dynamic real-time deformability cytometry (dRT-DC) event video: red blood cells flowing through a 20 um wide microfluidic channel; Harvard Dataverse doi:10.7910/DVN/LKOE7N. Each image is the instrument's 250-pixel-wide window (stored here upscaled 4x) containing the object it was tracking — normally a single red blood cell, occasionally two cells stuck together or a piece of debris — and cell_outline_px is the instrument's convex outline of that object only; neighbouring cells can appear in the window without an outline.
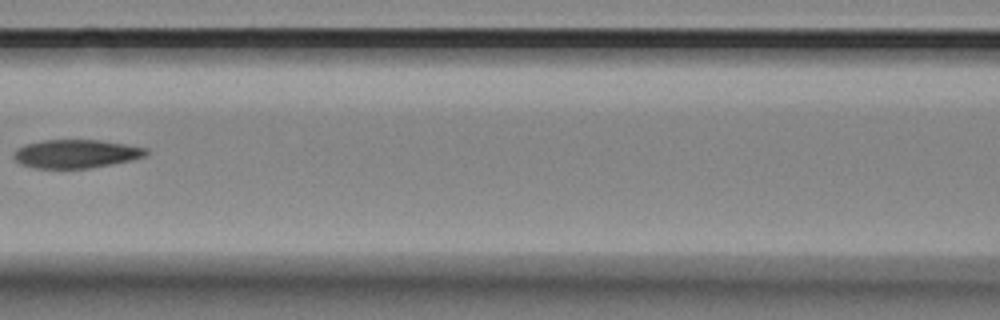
{"species": "Egyptian fruit bat (a non-hibernating species)", "species_latin": "Rousettus aegyptiacus", "temperature_condition": "room temperature", "stored_images_in_passage": 6, "camera_frame_rate_fps": 3000, "um_per_image_px": 0.085, "animal": {"sex": "female"}, "frame": {"image": 1, "passage_image": 6, "time_ms": 1.667, "image_size_px": [1000, 320], "cell_outline_px": [[148, 156], [132, 160], [112, 164], [88, 168], [32, 168], [20, 164], [12, 156], [12, 152], [16, 148], [24, 144], [40, 140], [100, 140], [148, 148]], "centroid_in_image_um": [6.43, 13.07], "position_along_channel_um": 160.2, "area_um2": 22.25}}